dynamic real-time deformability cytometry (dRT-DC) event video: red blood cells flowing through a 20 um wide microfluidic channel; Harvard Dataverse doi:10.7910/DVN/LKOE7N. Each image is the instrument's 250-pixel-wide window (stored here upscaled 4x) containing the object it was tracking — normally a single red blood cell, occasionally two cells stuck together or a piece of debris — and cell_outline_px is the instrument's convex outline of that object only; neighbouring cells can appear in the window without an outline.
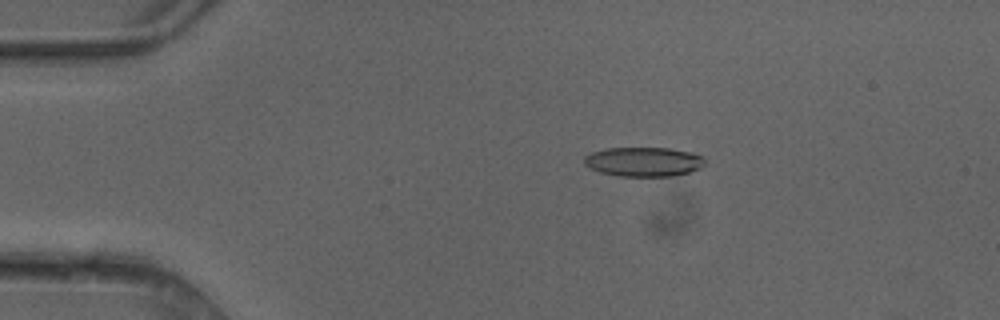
{"species": "common noctule bat (a hibernating species)", "species_latin": "Nyctalus noctula", "temperature_condition": "cold", "stored_images_in_passage": 5, "camera_frame_rate_fps": 3000, "um_per_image_px": 0.085, "animal": {"sex": "female"}, "frame": {"image": 1, "passage_image": 2, "time_ms": 0.333, "image_size_px": [1000, 320], "cell_outline_px": [[704, 164], [700, 168], [688, 172], [672, 176], [620, 176], [600, 172], [584, 164], [584, 156], [592, 152], [608, 148], [668, 148], [692, 152], [700, 156], [704, 160]], "centroid_in_image_um": [54.7, 13.74], "position_along_channel_um": 30.3, "area_um2": 20.46}}
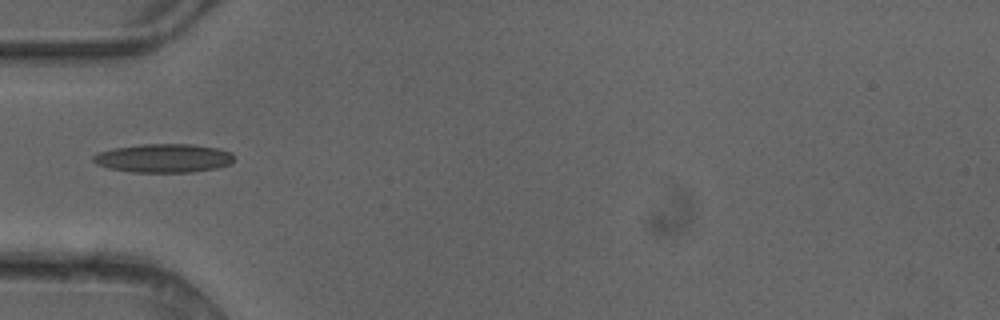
{"frame": {"image": 2, "passage_image": 4, "time_ms": 1.0, "image_size_px": [1000, 320], "cell_outline_px": [[232, 160], [228, 164], [216, 168], [192, 172], [132, 172], [108, 168], [96, 164], [92, 160], [92, 156], [96, 152], [112, 148], [140, 144], [192, 144], [220, 148], [232, 152]], "centroid_in_image_um": [13.85, 13.43], "position_along_channel_um": 71.1, "area_um2": 23.7}}
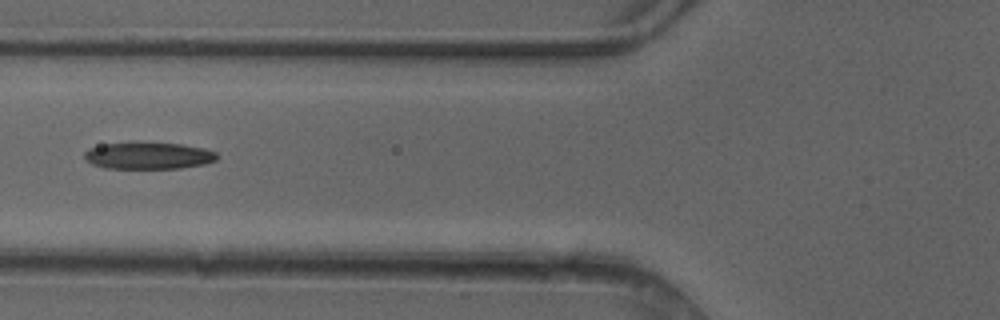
{"frame": {"image": 3, "passage_image": 5, "time_ms": 1.333, "image_size_px": [1000, 320], "cell_outline_px": [[216, 160], [204, 164], [180, 168], [104, 168], [92, 164], [84, 156], [84, 152], [88, 148], [104, 144], [128, 140], [132, 140], [180, 144], [204, 148], [216, 152]], "centroid_in_image_um": [12.56, 13.19], "position_along_channel_um": 113.2, "area_um2": 21.27}}